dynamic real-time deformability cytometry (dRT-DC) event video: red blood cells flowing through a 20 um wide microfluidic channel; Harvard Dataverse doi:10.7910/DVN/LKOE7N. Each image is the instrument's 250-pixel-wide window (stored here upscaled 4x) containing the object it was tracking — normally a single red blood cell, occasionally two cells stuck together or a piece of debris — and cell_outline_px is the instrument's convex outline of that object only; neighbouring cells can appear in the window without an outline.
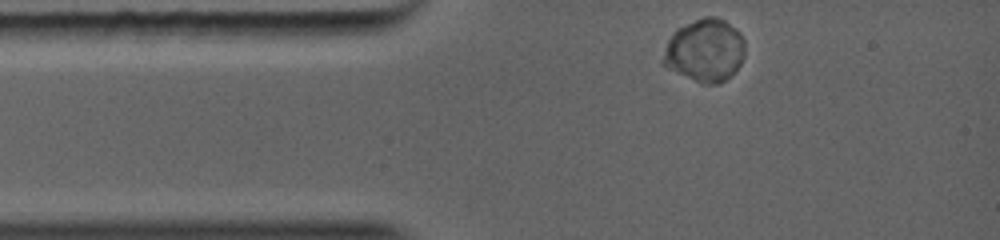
{"species": "common noctule bat (a hibernating species)", "species_latin": "Nyctalus noctula", "temperature_condition": "warm", "stored_images_in_passage": 31, "segment_of_instrument_passage": [1, 2], "camera_frame_rate_fps": 5000, "um_per_image_px": 0.085, "animal": {"sex": "female", "body_mass_g": 19.0, "forearm_length_mm": 56.7}, "frame": {"image": 1, "passage_image": 1, "time_ms": 0.0, "image_size_px": [1000, 240], "cell_outline_px": [[744, 56], [736, 72], [720, 84], [700, 84], [660, 64], [660, 60], [668, 40], [672, 32], [676, 28], [704, 16], [716, 16], [724, 20], [736, 28], [740, 32], [744, 40]], "centroid_in_image_um": [59.9, 4.29], "position_along_channel_um": 25.1, "area_um2": 30.58}}
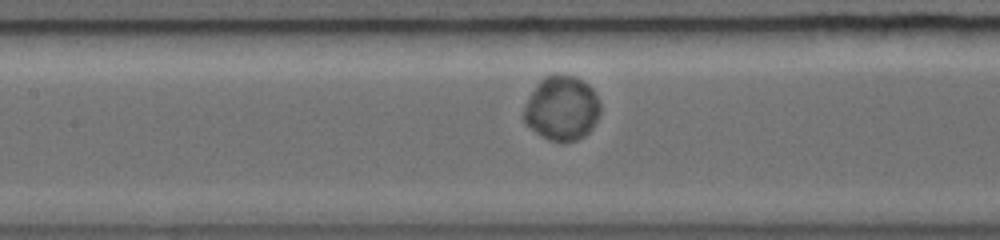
{"frame": {"image": 2, "passage_image": 12, "time_ms": 3.4, "image_size_px": [1000, 240], "cell_outline_px": [[600, 112], [572, 140], [552, 140], [536, 128], [524, 116], [524, 104], [528, 96], [536, 84], [544, 76], [552, 72], [560, 72], [576, 76], [588, 84], [596, 92], [600, 104]], "centroid_in_image_um": [47.72, 9.0], "position_along_channel_um": 159.7, "area_um2": 27.22}}
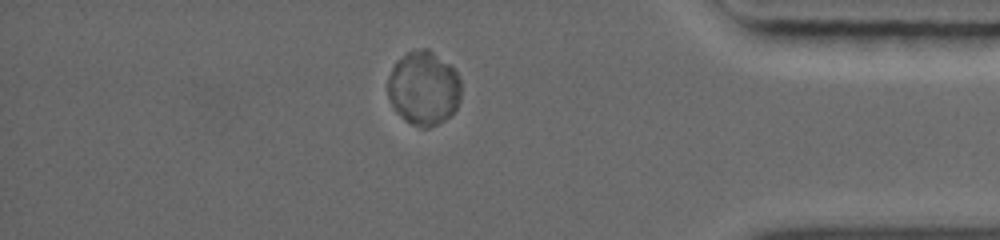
{"frame": {"image": 3, "passage_image": 27, "time_ms": 9.0, "image_size_px": [1000, 240], "cell_outline_px": [[460, 96], [456, 108], [448, 116], [432, 124], [420, 124], [408, 120], [392, 104], [388, 92], [388, 80], [392, 68], [396, 60], [408, 52], [424, 48], [428, 48], [448, 64], [456, 72], [460, 80]], "centroid_in_image_um": [36.02, 7.39], "position_along_channel_um": 399.2, "area_um2": 30.17}}